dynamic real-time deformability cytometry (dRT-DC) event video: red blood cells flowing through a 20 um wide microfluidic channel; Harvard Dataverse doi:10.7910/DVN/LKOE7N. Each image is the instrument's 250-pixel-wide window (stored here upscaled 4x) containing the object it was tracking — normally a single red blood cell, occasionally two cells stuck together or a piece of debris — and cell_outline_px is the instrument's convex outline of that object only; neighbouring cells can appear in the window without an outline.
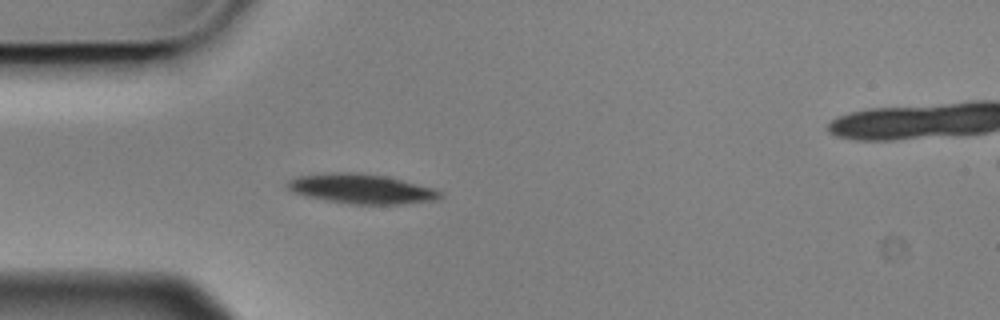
{"species": "Egyptian fruit bat (a non-hibernating species)", "species_latin": "Rousettus aegyptiacus", "temperature_condition": "cold", "stored_images_in_passage": 6, "camera_frame_rate_fps": 3000, "um_per_image_px": 0.085, "animal": {"sex": "male"}, "frame": {"image": 1, "passage_image": 5, "time_ms": 1.333, "image_size_px": [1000, 320], "cell_outline_px": [[444, 196], [440, 200], [400, 204], [348, 204], [324, 200], [308, 196], [296, 192], [288, 188], [288, 184], [292, 180], [300, 176], [332, 172], [352, 172], [384, 176], [432, 188], [440, 192]], "centroid_in_image_um": [30.78, 16.07], "position_along_channel_um": 54.2, "area_um2": 25.89}}